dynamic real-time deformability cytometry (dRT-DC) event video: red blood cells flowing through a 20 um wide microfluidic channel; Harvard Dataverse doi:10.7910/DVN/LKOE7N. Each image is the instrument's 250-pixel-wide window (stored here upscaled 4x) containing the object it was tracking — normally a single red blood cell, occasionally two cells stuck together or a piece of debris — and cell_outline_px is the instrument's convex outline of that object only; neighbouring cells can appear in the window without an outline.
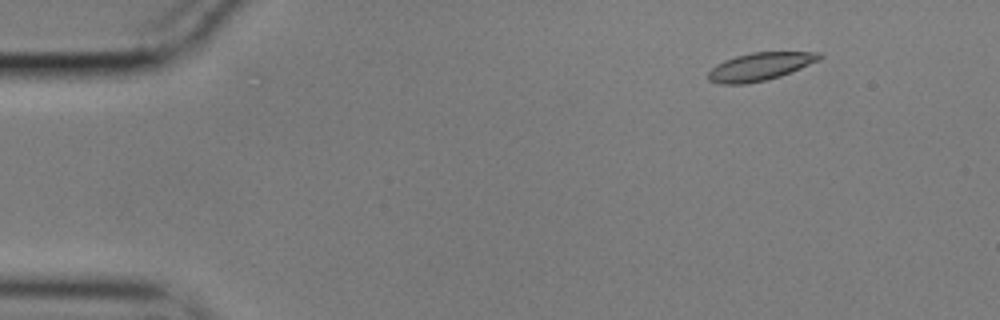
{"species": "common noctule bat (a hibernating species)", "species_latin": "Nyctalus noctula", "temperature_condition": "cold", "stored_images_in_passage": 20, "camera_frame_rate_fps": 3000, "um_per_image_px": 0.085, "animal": {"sex": "male", "body_mass_g": 17.9}, "frame": {"image": 1, "passage_image": 7, "time_ms": 2.0, "image_size_px": [1000, 320], "cell_outline_px": [[824, 56], [820, 60], [780, 76], [768, 80], [748, 84], [720, 84], [708, 80], [708, 72], [716, 64], [724, 60], [736, 56], [752, 52], [820, 52]], "centroid_in_image_um": [64.59, 5.66], "position_along_channel_um": 20.4, "area_um2": 18.15}}
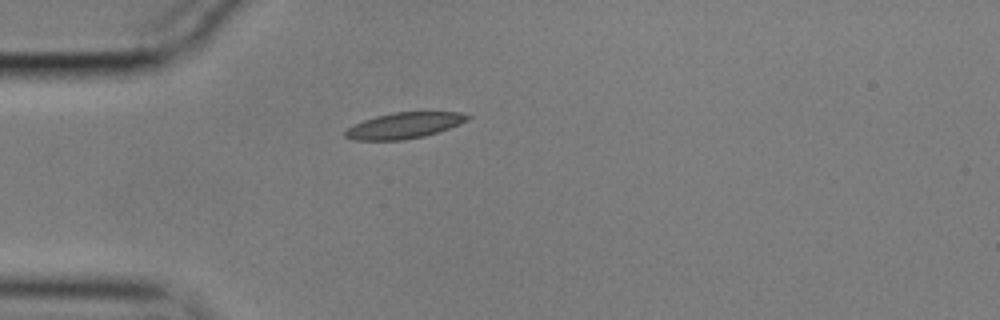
{"frame": {"image": 2, "passage_image": 16, "time_ms": 5.0, "image_size_px": [1000, 320], "cell_outline_px": [[472, 116], [468, 120], [460, 124], [424, 136], [404, 140], [352, 140], [344, 136], [344, 132], [348, 128], [364, 120], [376, 116], [392, 112], [460, 112]], "centroid_in_image_um": [34.36, 10.66], "position_along_channel_um": 50.6, "area_um2": 18.38}}